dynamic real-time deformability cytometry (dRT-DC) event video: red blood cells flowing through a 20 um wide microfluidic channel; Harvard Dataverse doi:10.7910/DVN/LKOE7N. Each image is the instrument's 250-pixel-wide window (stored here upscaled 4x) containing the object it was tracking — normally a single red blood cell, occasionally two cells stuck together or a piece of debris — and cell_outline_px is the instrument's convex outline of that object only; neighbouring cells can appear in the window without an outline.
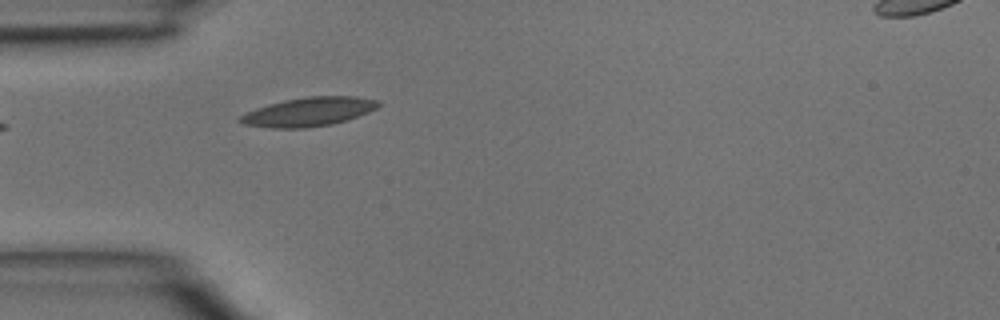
{"species": "common noctule bat (a hibernating species)", "species_latin": "Nyctalus noctula", "temperature_condition": "room temperature", "stored_images_in_passage": 3, "camera_frame_rate_fps": 3000, "um_per_image_px": 0.085, "animal": {"sex": "male", "body_mass_g": 15.6}, "frame": {"image": 1, "passage_image": 3, "time_ms": 0.667, "image_size_px": [1000, 320], "cell_outline_px": [[380, 104], [376, 108], [368, 112], [348, 120], [332, 124], [308, 128], [272, 128], [244, 124], [236, 120], [244, 112], [268, 104], [284, 100], [308, 96], [356, 96], [380, 100]], "centroid_in_image_um": [26.23, 9.5], "position_along_channel_um": 58.8, "area_um2": 23.47}}